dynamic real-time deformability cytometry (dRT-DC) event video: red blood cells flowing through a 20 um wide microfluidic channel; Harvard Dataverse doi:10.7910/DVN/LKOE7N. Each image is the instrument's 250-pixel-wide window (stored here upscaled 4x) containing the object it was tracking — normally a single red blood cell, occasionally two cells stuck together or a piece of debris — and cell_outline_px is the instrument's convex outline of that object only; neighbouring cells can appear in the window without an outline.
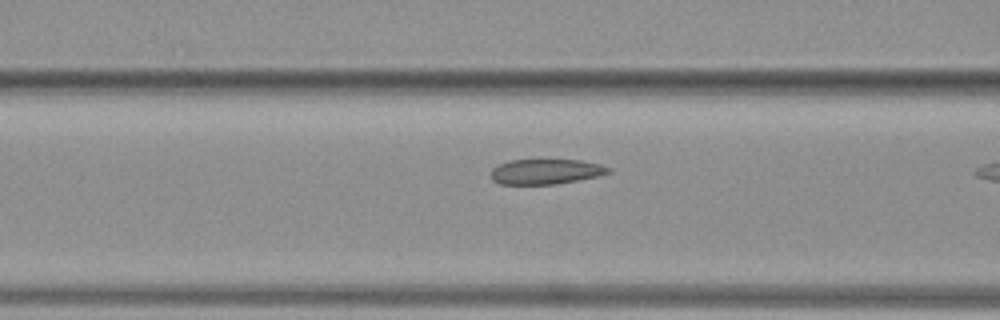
{"species": "common noctule bat (a hibernating species)", "species_latin": "Nyctalus noctula", "temperature_condition": "warm", "stored_images_in_passage": 16, "camera_frame_rate_fps": 3000, "um_per_image_px": 0.085, "animal": {"sex": "female", "body_mass_g": 19.3, "forearm_length_mm": 54.1}, "frame": {"image": 1, "passage_image": 14, "time_ms": 4.333, "image_size_px": [1000, 320], "cell_outline_px": [[612, 172], [600, 176], [556, 184], [500, 184], [492, 180], [492, 168], [508, 160], [580, 160], [600, 164], [612, 168]], "centroid_in_image_um": [46.44, 14.59], "position_along_channel_um": 120.2, "area_um2": 17.28}}